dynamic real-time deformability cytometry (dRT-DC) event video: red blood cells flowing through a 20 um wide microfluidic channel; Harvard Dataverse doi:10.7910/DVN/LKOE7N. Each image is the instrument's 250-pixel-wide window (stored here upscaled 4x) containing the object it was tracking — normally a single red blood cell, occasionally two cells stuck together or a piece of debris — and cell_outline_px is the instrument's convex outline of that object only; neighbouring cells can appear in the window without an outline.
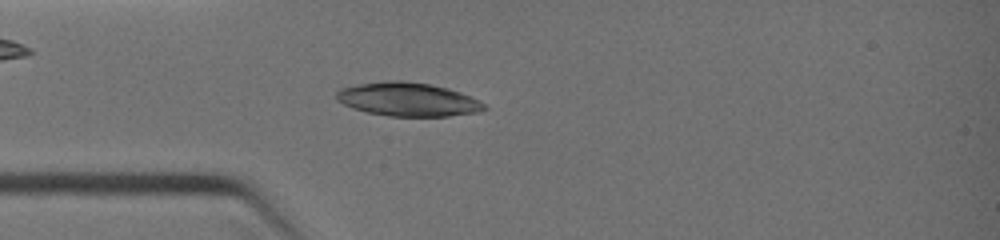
{"species": "common noctule bat (a hibernating species)", "species_latin": "Nyctalus noctula", "temperature_condition": "warm", "stored_images_in_passage": 6, "camera_frame_rate_fps": 3000, "um_per_image_px": 0.085, "animal": {"sex": "female", "body_mass_g": 19.0, "forearm_length_mm": 51.5}, "frame": {"image": 1, "passage_image": 3, "time_ms": 0.667, "image_size_px": [1000, 240], "cell_outline_px": [[488, 108], [480, 112], [448, 116], [388, 116], [368, 112], [352, 108], [336, 100], [336, 92], [340, 88], [356, 84], [384, 80], [400, 80], [428, 84], [448, 88], [460, 92], [484, 104]], "centroid_in_image_um": [34.63, 8.44], "position_along_channel_um": 50.4, "area_um2": 28.96}}